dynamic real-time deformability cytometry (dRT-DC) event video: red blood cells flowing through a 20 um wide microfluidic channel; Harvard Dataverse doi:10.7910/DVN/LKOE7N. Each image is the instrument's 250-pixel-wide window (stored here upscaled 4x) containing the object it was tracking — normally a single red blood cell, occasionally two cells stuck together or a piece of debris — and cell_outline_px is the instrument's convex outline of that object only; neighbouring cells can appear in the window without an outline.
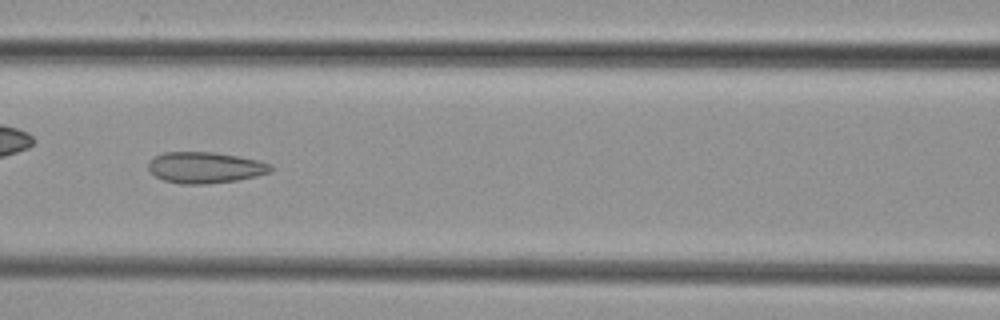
{"species": "common noctule bat (a hibernating species)", "species_latin": "Nyctalus noctula", "temperature_condition": "cold", "stored_images_in_passage": 9, "segment_of_instrument_passage": [1, 2], "camera_frame_rate_fps": 3000, "um_per_image_px": 0.085, "animal": {"sex": "female", "body_mass_g": 29.2, "forearm_length_mm": 56.3}, "frame": {"image": 1, "passage_image": 7, "time_ms": 7.0, "image_size_px": [1000, 320], "cell_outline_px": [[272, 172], [256, 176], [236, 180], [208, 184], [180, 184], [164, 180], [156, 176], [148, 168], [148, 164], [156, 156], [164, 152], [212, 152], [236, 156], [256, 160], [272, 164]], "centroid_in_image_um": [17.45, 14.25], "position_along_channel_um": 149.1, "area_um2": 22.02}}
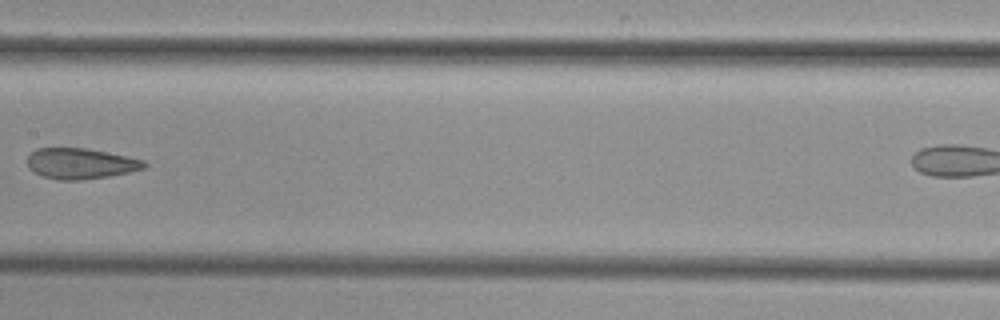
{"frame": {"image": 2, "passage_image": 8, "time_ms": 8.333, "image_size_px": [1000, 320], "cell_outline_px": [[148, 164], [144, 168], [128, 172], [108, 176], [76, 180], [60, 180], [44, 176], [28, 168], [28, 156], [36, 148], [88, 148], [128, 156], [144, 160]], "centroid_in_image_um": [6.87, 13.88], "position_along_channel_um": 200.5, "area_um2": 20.75}}